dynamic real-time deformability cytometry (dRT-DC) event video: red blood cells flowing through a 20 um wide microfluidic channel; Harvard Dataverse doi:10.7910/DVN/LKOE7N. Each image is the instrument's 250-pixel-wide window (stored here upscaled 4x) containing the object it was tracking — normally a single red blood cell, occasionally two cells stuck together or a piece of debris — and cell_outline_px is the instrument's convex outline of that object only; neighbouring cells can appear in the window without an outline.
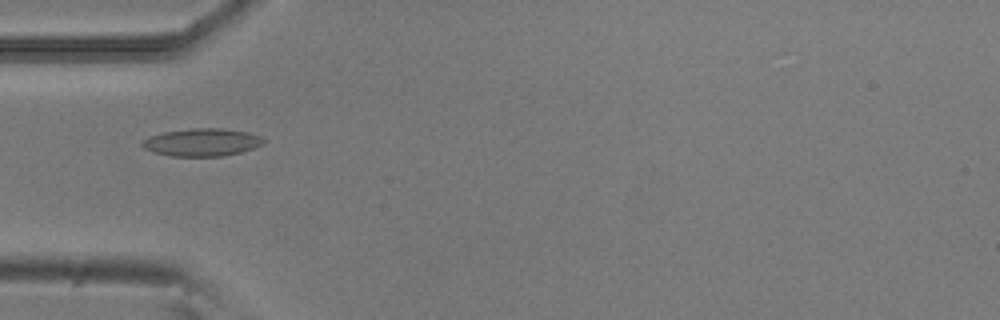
{"species": "common noctule bat (a hibernating species)", "species_latin": "Nyctalus noctula", "temperature_condition": "room temperature", "stored_images_in_passage": 39, "camera_frame_rate_fps": 3000, "um_per_image_px": 0.085, "animal": {"sex": "male", "body_mass_g": 20.5, "forearm_length_mm": 52.5}, "frame": {"image": 1, "passage_image": 2, "time_ms": 0.333, "image_size_px": [1000, 320], "cell_outline_px": [[264, 140], [260, 144], [252, 148], [240, 152], [220, 156], [172, 156], [156, 152], [144, 148], [140, 144], [148, 136], [164, 132], [192, 128], [220, 128], [248, 132], [260, 136]], "centroid_in_image_um": [17.13, 12.08], "position_along_channel_um": 67.9, "area_um2": 19.25}}
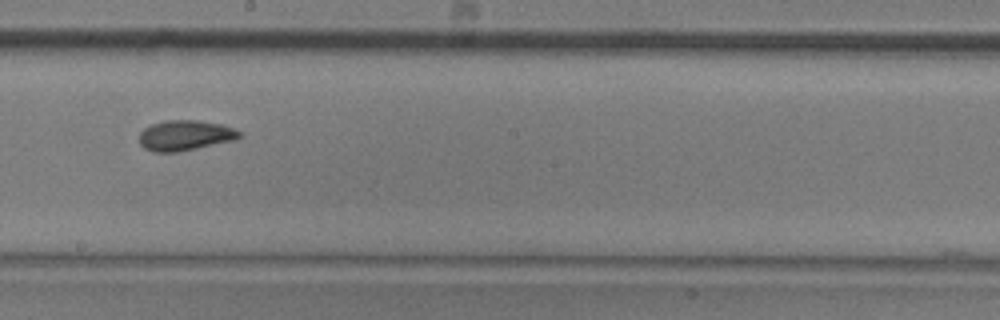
{"frame": {"image": 2, "passage_image": 15, "time_ms": 4.667, "image_size_px": [1000, 320], "cell_outline_px": [[244, 136], [236, 140], [176, 152], [152, 152], [144, 148], [140, 144], [140, 132], [144, 128], [152, 124], [164, 120], [196, 120], [224, 124], [244, 132]], "centroid_in_image_um": [15.8, 11.5], "position_along_channel_um": 232.4, "area_um2": 17.98}}
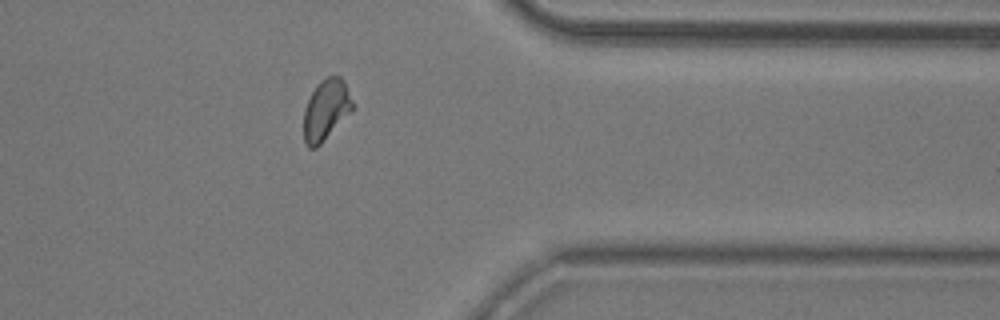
{"frame": {"image": 3, "passage_image": 28, "time_ms": 9.0, "image_size_px": [1000, 320], "cell_outline_px": [[352, 108], [320, 144], [316, 148], [308, 148], [304, 140], [304, 108], [316, 84], [320, 80], [328, 76], [340, 76], [344, 80], [352, 100]], "centroid_in_image_um": [27.67, 9.3], "position_along_channel_um": 383.7, "area_um2": 16.82}, "authors_computed_cell_mechanics": {"area_um2": 17.1666, "velocity_mm_per_s": 3.7777, "shape_relaxation_time_tau1_ms": 5.7197, "shape_relaxation_time_tau2_ms": 1.9244, "deformation_change_tau1": 0.1485, "deformation_change_tau2": 0.0725}}